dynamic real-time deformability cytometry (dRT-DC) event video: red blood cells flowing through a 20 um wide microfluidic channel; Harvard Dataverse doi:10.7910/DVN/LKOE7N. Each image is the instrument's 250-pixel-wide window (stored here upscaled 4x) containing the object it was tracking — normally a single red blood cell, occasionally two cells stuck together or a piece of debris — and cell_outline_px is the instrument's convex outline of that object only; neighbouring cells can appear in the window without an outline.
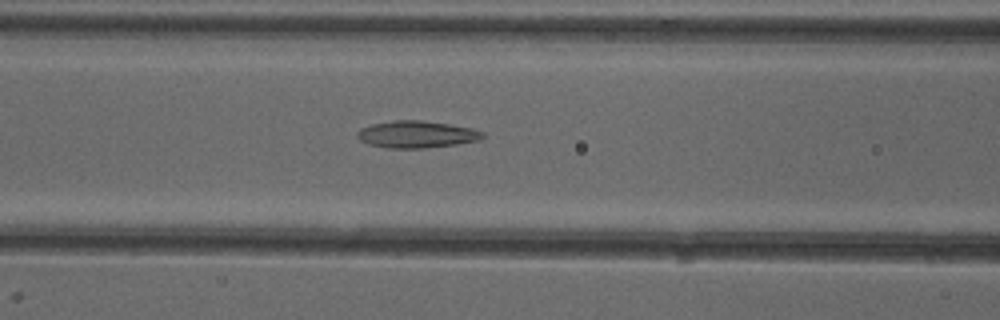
{"species": "common noctule bat (a hibernating species)", "species_latin": "Nyctalus noctula", "temperature_condition": "cold", "stored_images_in_passage": 37, "camera_frame_rate_fps": 3000, "um_per_image_px": 0.085, "animal": {"sex": "female"}, "frame": {"image": 1, "passage_image": 16, "time_ms": 5.0, "image_size_px": [1000, 320], "cell_outline_px": [[484, 136], [480, 140], [456, 144], [424, 148], [388, 148], [368, 144], [360, 140], [356, 136], [356, 132], [360, 128], [372, 124], [392, 120], [420, 120], [448, 124], [472, 128], [484, 132]], "centroid_in_image_um": [35.39, 11.42], "position_along_channel_um": 131.2, "area_um2": 19.77}}
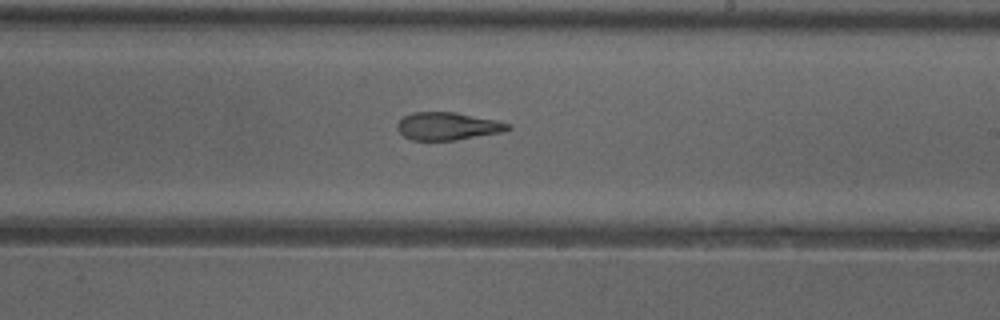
{"frame": {"image": 2, "passage_image": 25, "time_ms": 8.0, "image_size_px": [1000, 320], "cell_outline_px": [[512, 128], [500, 132], [456, 140], [412, 140], [404, 136], [396, 128], [396, 124], [404, 116], [412, 112], [456, 112], [496, 120], [512, 124]], "centroid_in_image_um": [38.04, 10.72], "position_along_channel_um": 251.0, "area_um2": 17.86}}
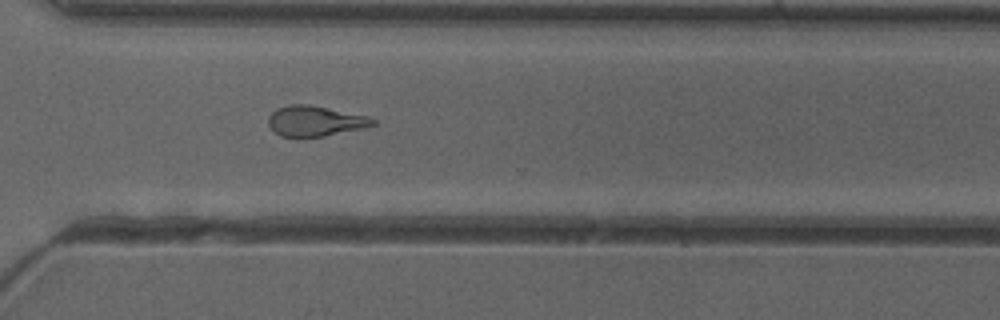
{"frame": {"image": 3, "passage_image": 32, "time_ms": 10.333, "image_size_px": [1000, 320], "cell_outline_px": [[376, 124], [360, 128], [320, 136], [280, 136], [268, 124], [268, 116], [276, 108], [288, 104], [308, 104], [368, 116], [376, 120]], "centroid_in_image_um": [26.74, 10.26], "position_along_channel_um": 343.9, "area_um2": 18.09}}